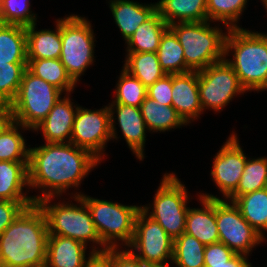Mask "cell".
I'll return each mask as SVG.
<instances>
[{
	"mask_svg": "<svg viewBox=\"0 0 267 267\" xmlns=\"http://www.w3.org/2000/svg\"><path fill=\"white\" fill-rule=\"evenodd\" d=\"M89 151L73 143H45L29 148L28 188H39L35 203L46 197H61L66 189L77 187L100 164Z\"/></svg>",
	"mask_w": 267,
	"mask_h": 267,
	"instance_id": "6da1fadb",
	"label": "cell"
},
{
	"mask_svg": "<svg viewBox=\"0 0 267 267\" xmlns=\"http://www.w3.org/2000/svg\"><path fill=\"white\" fill-rule=\"evenodd\" d=\"M48 223L34 203L24 208L0 234V267H42L46 264Z\"/></svg>",
	"mask_w": 267,
	"mask_h": 267,
	"instance_id": "7a4b0ae2",
	"label": "cell"
},
{
	"mask_svg": "<svg viewBox=\"0 0 267 267\" xmlns=\"http://www.w3.org/2000/svg\"><path fill=\"white\" fill-rule=\"evenodd\" d=\"M225 56L243 88L248 91L267 90V34L231 28L227 30ZM233 50V51H232Z\"/></svg>",
	"mask_w": 267,
	"mask_h": 267,
	"instance_id": "3957f363",
	"label": "cell"
},
{
	"mask_svg": "<svg viewBox=\"0 0 267 267\" xmlns=\"http://www.w3.org/2000/svg\"><path fill=\"white\" fill-rule=\"evenodd\" d=\"M169 28L182 45L186 72L201 71L226 58V33L210 21L174 23Z\"/></svg>",
	"mask_w": 267,
	"mask_h": 267,
	"instance_id": "277c9868",
	"label": "cell"
},
{
	"mask_svg": "<svg viewBox=\"0 0 267 267\" xmlns=\"http://www.w3.org/2000/svg\"><path fill=\"white\" fill-rule=\"evenodd\" d=\"M55 197H46L37 202L44 211L49 235H59L83 242L88 246V242L98 244L101 248L92 247V251L107 250L103 247L102 241L95 228L90 211L80 196H74V201H77L79 206L71 203L50 204Z\"/></svg>",
	"mask_w": 267,
	"mask_h": 267,
	"instance_id": "5b68a950",
	"label": "cell"
},
{
	"mask_svg": "<svg viewBox=\"0 0 267 267\" xmlns=\"http://www.w3.org/2000/svg\"><path fill=\"white\" fill-rule=\"evenodd\" d=\"M73 196H80L86 203L104 247L107 249L119 248L117 241H122L121 245L127 247L131 244L135 220L141 206H129L118 202L95 199L81 194V192L80 194L77 192Z\"/></svg>",
	"mask_w": 267,
	"mask_h": 267,
	"instance_id": "8992f818",
	"label": "cell"
},
{
	"mask_svg": "<svg viewBox=\"0 0 267 267\" xmlns=\"http://www.w3.org/2000/svg\"><path fill=\"white\" fill-rule=\"evenodd\" d=\"M62 93L26 69L18 93L10 103L14 121L34 130L47 117Z\"/></svg>",
	"mask_w": 267,
	"mask_h": 267,
	"instance_id": "52a82bcc",
	"label": "cell"
},
{
	"mask_svg": "<svg viewBox=\"0 0 267 267\" xmlns=\"http://www.w3.org/2000/svg\"><path fill=\"white\" fill-rule=\"evenodd\" d=\"M94 32L90 22L75 14L61 18L60 60L77 84L81 75L94 62Z\"/></svg>",
	"mask_w": 267,
	"mask_h": 267,
	"instance_id": "ba28073f",
	"label": "cell"
},
{
	"mask_svg": "<svg viewBox=\"0 0 267 267\" xmlns=\"http://www.w3.org/2000/svg\"><path fill=\"white\" fill-rule=\"evenodd\" d=\"M188 192L184 184L174 173H165L160 182L155 196L152 211L150 205L141 206L145 213L158 222L165 232L172 238L179 237L185 233Z\"/></svg>",
	"mask_w": 267,
	"mask_h": 267,
	"instance_id": "9c48e42d",
	"label": "cell"
},
{
	"mask_svg": "<svg viewBox=\"0 0 267 267\" xmlns=\"http://www.w3.org/2000/svg\"><path fill=\"white\" fill-rule=\"evenodd\" d=\"M201 197L216 199V224L219 242L224 243L236 254L248 256L252 248L265 239L243 218L239 208L227 199L212 194H200Z\"/></svg>",
	"mask_w": 267,
	"mask_h": 267,
	"instance_id": "30bf717a",
	"label": "cell"
},
{
	"mask_svg": "<svg viewBox=\"0 0 267 267\" xmlns=\"http://www.w3.org/2000/svg\"><path fill=\"white\" fill-rule=\"evenodd\" d=\"M198 90L202 110L212 108L217 112L223 110L235 95L246 92L225 59L198 71Z\"/></svg>",
	"mask_w": 267,
	"mask_h": 267,
	"instance_id": "8fae6325",
	"label": "cell"
},
{
	"mask_svg": "<svg viewBox=\"0 0 267 267\" xmlns=\"http://www.w3.org/2000/svg\"><path fill=\"white\" fill-rule=\"evenodd\" d=\"M173 246L174 239L141 208L135 220L134 236L128 246L129 250L147 265L154 266L172 261Z\"/></svg>",
	"mask_w": 267,
	"mask_h": 267,
	"instance_id": "7c38bea8",
	"label": "cell"
},
{
	"mask_svg": "<svg viewBox=\"0 0 267 267\" xmlns=\"http://www.w3.org/2000/svg\"><path fill=\"white\" fill-rule=\"evenodd\" d=\"M111 114L108 106L98 110L78 107L70 143L92 153L100 161L111 138Z\"/></svg>",
	"mask_w": 267,
	"mask_h": 267,
	"instance_id": "4fadbf2b",
	"label": "cell"
},
{
	"mask_svg": "<svg viewBox=\"0 0 267 267\" xmlns=\"http://www.w3.org/2000/svg\"><path fill=\"white\" fill-rule=\"evenodd\" d=\"M239 142L233 132L215 155L212 165L210 175L225 200L236 191L248 158Z\"/></svg>",
	"mask_w": 267,
	"mask_h": 267,
	"instance_id": "5bb4252c",
	"label": "cell"
},
{
	"mask_svg": "<svg viewBox=\"0 0 267 267\" xmlns=\"http://www.w3.org/2000/svg\"><path fill=\"white\" fill-rule=\"evenodd\" d=\"M109 110L111 114V138L118 139L115 120H118V124L121 132L137 159L143 160L144 156V146L146 142V124L142 117L140 108L134 106H127L118 103H109ZM115 112L117 113V118H114Z\"/></svg>",
	"mask_w": 267,
	"mask_h": 267,
	"instance_id": "9a60e30c",
	"label": "cell"
},
{
	"mask_svg": "<svg viewBox=\"0 0 267 267\" xmlns=\"http://www.w3.org/2000/svg\"><path fill=\"white\" fill-rule=\"evenodd\" d=\"M66 96L58 100L47 117L34 129L42 131L46 143H70L72 127L79 106L73 105L70 94Z\"/></svg>",
	"mask_w": 267,
	"mask_h": 267,
	"instance_id": "2e32d148",
	"label": "cell"
},
{
	"mask_svg": "<svg viewBox=\"0 0 267 267\" xmlns=\"http://www.w3.org/2000/svg\"><path fill=\"white\" fill-rule=\"evenodd\" d=\"M172 106L187 124L201 115L197 71L172 74Z\"/></svg>",
	"mask_w": 267,
	"mask_h": 267,
	"instance_id": "e0dca14e",
	"label": "cell"
},
{
	"mask_svg": "<svg viewBox=\"0 0 267 267\" xmlns=\"http://www.w3.org/2000/svg\"><path fill=\"white\" fill-rule=\"evenodd\" d=\"M203 208H190L187 211L185 233L194 236L204 245L219 242L216 224V199L198 196Z\"/></svg>",
	"mask_w": 267,
	"mask_h": 267,
	"instance_id": "ac0fdd59",
	"label": "cell"
},
{
	"mask_svg": "<svg viewBox=\"0 0 267 267\" xmlns=\"http://www.w3.org/2000/svg\"><path fill=\"white\" fill-rule=\"evenodd\" d=\"M87 246L78 240L48 235L46 267H84Z\"/></svg>",
	"mask_w": 267,
	"mask_h": 267,
	"instance_id": "d6986e66",
	"label": "cell"
},
{
	"mask_svg": "<svg viewBox=\"0 0 267 267\" xmlns=\"http://www.w3.org/2000/svg\"><path fill=\"white\" fill-rule=\"evenodd\" d=\"M109 5L114 21L125 41L133 35L139 25L157 12V3L145 5L130 0H110Z\"/></svg>",
	"mask_w": 267,
	"mask_h": 267,
	"instance_id": "ffe728a7",
	"label": "cell"
},
{
	"mask_svg": "<svg viewBox=\"0 0 267 267\" xmlns=\"http://www.w3.org/2000/svg\"><path fill=\"white\" fill-rule=\"evenodd\" d=\"M36 23L26 26L27 59H59L61 54V19L56 21V30L36 31Z\"/></svg>",
	"mask_w": 267,
	"mask_h": 267,
	"instance_id": "44dd1931",
	"label": "cell"
},
{
	"mask_svg": "<svg viewBox=\"0 0 267 267\" xmlns=\"http://www.w3.org/2000/svg\"><path fill=\"white\" fill-rule=\"evenodd\" d=\"M29 162L0 161V200L34 201L23 188L28 184Z\"/></svg>",
	"mask_w": 267,
	"mask_h": 267,
	"instance_id": "7402d4cb",
	"label": "cell"
},
{
	"mask_svg": "<svg viewBox=\"0 0 267 267\" xmlns=\"http://www.w3.org/2000/svg\"><path fill=\"white\" fill-rule=\"evenodd\" d=\"M157 12L169 26L208 21L207 0H160L157 2Z\"/></svg>",
	"mask_w": 267,
	"mask_h": 267,
	"instance_id": "603a6c76",
	"label": "cell"
},
{
	"mask_svg": "<svg viewBox=\"0 0 267 267\" xmlns=\"http://www.w3.org/2000/svg\"><path fill=\"white\" fill-rule=\"evenodd\" d=\"M227 200L239 208L243 218L265 239L262 231H267V188Z\"/></svg>",
	"mask_w": 267,
	"mask_h": 267,
	"instance_id": "cb8c5ba5",
	"label": "cell"
},
{
	"mask_svg": "<svg viewBox=\"0 0 267 267\" xmlns=\"http://www.w3.org/2000/svg\"><path fill=\"white\" fill-rule=\"evenodd\" d=\"M140 111L148 131L165 132L188 125L173 106H165L146 96Z\"/></svg>",
	"mask_w": 267,
	"mask_h": 267,
	"instance_id": "d4e9b609",
	"label": "cell"
},
{
	"mask_svg": "<svg viewBox=\"0 0 267 267\" xmlns=\"http://www.w3.org/2000/svg\"><path fill=\"white\" fill-rule=\"evenodd\" d=\"M169 25L156 12L150 19L139 25L133 35L125 42L127 52H157L160 40Z\"/></svg>",
	"mask_w": 267,
	"mask_h": 267,
	"instance_id": "484cf974",
	"label": "cell"
},
{
	"mask_svg": "<svg viewBox=\"0 0 267 267\" xmlns=\"http://www.w3.org/2000/svg\"><path fill=\"white\" fill-rule=\"evenodd\" d=\"M0 63H27L25 26L0 23Z\"/></svg>",
	"mask_w": 267,
	"mask_h": 267,
	"instance_id": "4316f807",
	"label": "cell"
},
{
	"mask_svg": "<svg viewBox=\"0 0 267 267\" xmlns=\"http://www.w3.org/2000/svg\"><path fill=\"white\" fill-rule=\"evenodd\" d=\"M123 68L148 88L166 73L162 70L155 52H126Z\"/></svg>",
	"mask_w": 267,
	"mask_h": 267,
	"instance_id": "83f0119b",
	"label": "cell"
},
{
	"mask_svg": "<svg viewBox=\"0 0 267 267\" xmlns=\"http://www.w3.org/2000/svg\"><path fill=\"white\" fill-rule=\"evenodd\" d=\"M27 69L35 76L65 92V95L71 93L76 86L60 59H27Z\"/></svg>",
	"mask_w": 267,
	"mask_h": 267,
	"instance_id": "f1b7e54d",
	"label": "cell"
},
{
	"mask_svg": "<svg viewBox=\"0 0 267 267\" xmlns=\"http://www.w3.org/2000/svg\"><path fill=\"white\" fill-rule=\"evenodd\" d=\"M156 54L160 66L166 74L186 73V63L182 45L170 28L162 35Z\"/></svg>",
	"mask_w": 267,
	"mask_h": 267,
	"instance_id": "f546056e",
	"label": "cell"
},
{
	"mask_svg": "<svg viewBox=\"0 0 267 267\" xmlns=\"http://www.w3.org/2000/svg\"><path fill=\"white\" fill-rule=\"evenodd\" d=\"M205 245L194 236L182 233L174 239L172 262L176 267H204Z\"/></svg>",
	"mask_w": 267,
	"mask_h": 267,
	"instance_id": "4dcf8cb0",
	"label": "cell"
},
{
	"mask_svg": "<svg viewBox=\"0 0 267 267\" xmlns=\"http://www.w3.org/2000/svg\"><path fill=\"white\" fill-rule=\"evenodd\" d=\"M21 127L30 130L14 121L0 134V161L29 162V148L18 131Z\"/></svg>",
	"mask_w": 267,
	"mask_h": 267,
	"instance_id": "1f68e13d",
	"label": "cell"
},
{
	"mask_svg": "<svg viewBox=\"0 0 267 267\" xmlns=\"http://www.w3.org/2000/svg\"><path fill=\"white\" fill-rule=\"evenodd\" d=\"M267 188V157L247 158L242 177L231 196H241Z\"/></svg>",
	"mask_w": 267,
	"mask_h": 267,
	"instance_id": "d6a6232c",
	"label": "cell"
},
{
	"mask_svg": "<svg viewBox=\"0 0 267 267\" xmlns=\"http://www.w3.org/2000/svg\"><path fill=\"white\" fill-rule=\"evenodd\" d=\"M147 96V88L135 76L124 68L121 71L115 89V99L112 103L140 108Z\"/></svg>",
	"mask_w": 267,
	"mask_h": 267,
	"instance_id": "836d02e7",
	"label": "cell"
},
{
	"mask_svg": "<svg viewBox=\"0 0 267 267\" xmlns=\"http://www.w3.org/2000/svg\"><path fill=\"white\" fill-rule=\"evenodd\" d=\"M247 0H207V17L211 21H221L228 29L239 28L236 24L246 8Z\"/></svg>",
	"mask_w": 267,
	"mask_h": 267,
	"instance_id": "e575fe53",
	"label": "cell"
},
{
	"mask_svg": "<svg viewBox=\"0 0 267 267\" xmlns=\"http://www.w3.org/2000/svg\"><path fill=\"white\" fill-rule=\"evenodd\" d=\"M26 69L27 63H0V102L15 99Z\"/></svg>",
	"mask_w": 267,
	"mask_h": 267,
	"instance_id": "d590c367",
	"label": "cell"
},
{
	"mask_svg": "<svg viewBox=\"0 0 267 267\" xmlns=\"http://www.w3.org/2000/svg\"><path fill=\"white\" fill-rule=\"evenodd\" d=\"M30 0H0V23L29 26L36 23Z\"/></svg>",
	"mask_w": 267,
	"mask_h": 267,
	"instance_id": "8d00e7d4",
	"label": "cell"
},
{
	"mask_svg": "<svg viewBox=\"0 0 267 267\" xmlns=\"http://www.w3.org/2000/svg\"><path fill=\"white\" fill-rule=\"evenodd\" d=\"M147 96L165 106H172V74H166L150 85Z\"/></svg>",
	"mask_w": 267,
	"mask_h": 267,
	"instance_id": "74e56055",
	"label": "cell"
},
{
	"mask_svg": "<svg viewBox=\"0 0 267 267\" xmlns=\"http://www.w3.org/2000/svg\"><path fill=\"white\" fill-rule=\"evenodd\" d=\"M34 201L0 200V234L14 221L20 212Z\"/></svg>",
	"mask_w": 267,
	"mask_h": 267,
	"instance_id": "f35d334b",
	"label": "cell"
},
{
	"mask_svg": "<svg viewBox=\"0 0 267 267\" xmlns=\"http://www.w3.org/2000/svg\"><path fill=\"white\" fill-rule=\"evenodd\" d=\"M235 255L236 253L228 248L224 243L217 242L205 245L204 264H225Z\"/></svg>",
	"mask_w": 267,
	"mask_h": 267,
	"instance_id": "ab89813d",
	"label": "cell"
},
{
	"mask_svg": "<svg viewBox=\"0 0 267 267\" xmlns=\"http://www.w3.org/2000/svg\"><path fill=\"white\" fill-rule=\"evenodd\" d=\"M113 267H152L138 259L129 248H113Z\"/></svg>",
	"mask_w": 267,
	"mask_h": 267,
	"instance_id": "60d3db41",
	"label": "cell"
},
{
	"mask_svg": "<svg viewBox=\"0 0 267 267\" xmlns=\"http://www.w3.org/2000/svg\"><path fill=\"white\" fill-rule=\"evenodd\" d=\"M84 267H113V248L91 251Z\"/></svg>",
	"mask_w": 267,
	"mask_h": 267,
	"instance_id": "b9f144b4",
	"label": "cell"
},
{
	"mask_svg": "<svg viewBox=\"0 0 267 267\" xmlns=\"http://www.w3.org/2000/svg\"><path fill=\"white\" fill-rule=\"evenodd\" d=\"M14 122L11 104L0 102V134Z\"/></svg>",
	"mask_w": 267,
	"mask_h": 267,
	"instance_id": "7bdbcfd3",
	"label": "cell"
},
{
	"mask_svg": "<svg viewBox=\"0 0 267 267\" xmlns=\"http://www.w3.org/2000/svg\"><path fill=\"white\" fill-rule=\"evenodd\" d=\"M246 255L236 254L231 260L225 264H204V267H252L248 262Z\"/></svg>",
	"mask_w": 267,
	"mask_h": 267,
	"instance_id": "ee69618b",
	"label": "cell"
},
{
	"mask_svg": "<svg viewBox=\"0 0 267 267\" xmlns=\"http://www.w3.org/2000/svg\"><path fill=\"white\" fill-rule=\"evenodd\" d=\"M169 263H166V264H159V265H154L152 267H169L168 265Z\"/></svg>",
	"mask_w": 267,
	"mask_h": 267,
	"instance_id": "f6af8a7d",
	"label": "cell"
},
{
	"mask_svg": "<svg viewBox=\"0 0 267 267\" xmlns=\"http://www.w3.org/2000/svg\"><path fill=\"white\" fill-rule=\"evenodd\" d=\"M261 1H262L263 5L265 6V9L267 10V0H261Z\"/></svg>",
	"mask_w": 267,
	"mask_h": 267,
	"instance_id": "bcb514c9",
	"label": "cell"
}]
</instances>
